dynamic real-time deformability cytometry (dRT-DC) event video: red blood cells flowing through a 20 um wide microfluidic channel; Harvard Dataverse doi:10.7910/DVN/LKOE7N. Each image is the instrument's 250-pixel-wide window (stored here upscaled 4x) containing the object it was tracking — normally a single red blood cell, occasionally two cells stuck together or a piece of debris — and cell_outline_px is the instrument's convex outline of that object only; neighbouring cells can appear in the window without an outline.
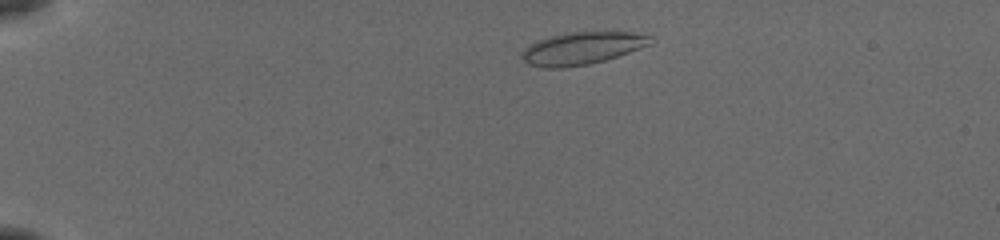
{"species": "common noctule bat (a hibernating species)", "species_latin": "Nyctalus noctula", "temperature_condition": "cold", "stored_images_in_passage": 47, "camera_frame_rate_fps": 3000, "um_per_image_px": 0.085, "animal": {"sex": "female", "body_mass_g": 19.5, "forearm_length_mm": 54.1}, "frame": {"image": 1, "passage_image": 5, "time_ms": 1.333, "image_size_px": [1000, 240], "cell_outline_px": [[656, 40], [652, 44], [604, 60], [588, 64], [564, 68], [544, 68], [528, 64], [524, 60], [524, 52], [532, 44], [540, 40], [552, 36], [572, 32], [632, 32], [652, 36]], "centroid_in_image_um": [49.56, 4.1], "position_along_channel_um": 35.4, "area_um2": 23.81}}
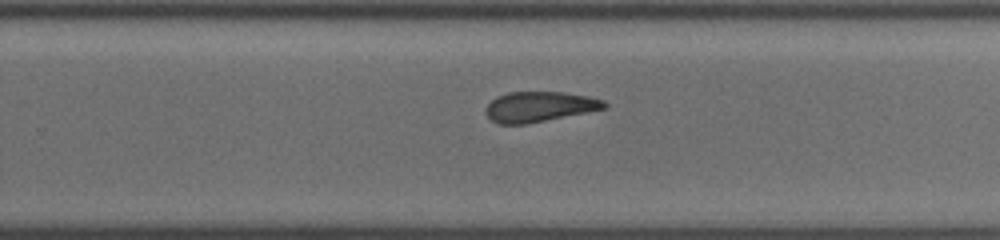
{"frame": {"image": 2, "passage_image": 30, "time_ms": 9.667, "image_size_px": [1000, 240], "cell_outline_px": [[608, 108], [524, 124], [496, 124], [488, 116], [488, 104], [496, 96], [508, 92], [564, 92], [588, 96], [604, 100], [608, 104]], "centroid_in_image_um": [45.88, 9.06], "position_along_channel_um": 283.9, "area_um2": 20.69}}
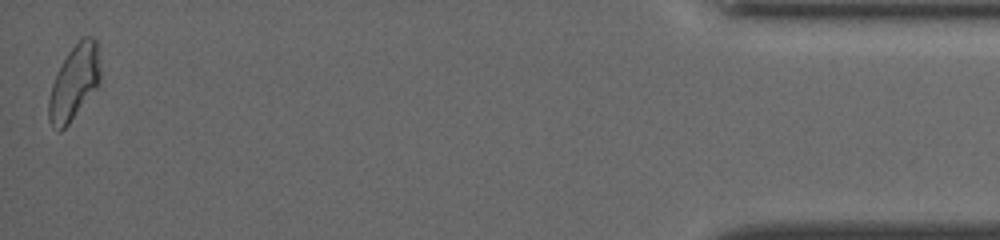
{"frame": {"image": 3, "passage_image": 47, "time_ms": 15.333, "image_size_px": [1000, 240], "cell_outline_px": [[100, 80], [96, 88], [68, 124], [60, 132], [48, 120], [48, 100], [52, 84], [68, 52], [84, 36], [92, 36], [96, 40], [100, 68]], "centroid_in_image_um": [6.3, 7.01], "position_along_channel_um": 428.9, "area_um2": 21.85}, "authors_computed_cell_mechanics": {"area_um2": 21.9062, "velocity_mm_per_s": 3.8673, "shape_relaxation_time_tau1_ms": null, "shape_relaxation_time_tau2_ms": 4.1101, "deformation_change_tau1": null, "deformation_change_tau2": 0.1035}}